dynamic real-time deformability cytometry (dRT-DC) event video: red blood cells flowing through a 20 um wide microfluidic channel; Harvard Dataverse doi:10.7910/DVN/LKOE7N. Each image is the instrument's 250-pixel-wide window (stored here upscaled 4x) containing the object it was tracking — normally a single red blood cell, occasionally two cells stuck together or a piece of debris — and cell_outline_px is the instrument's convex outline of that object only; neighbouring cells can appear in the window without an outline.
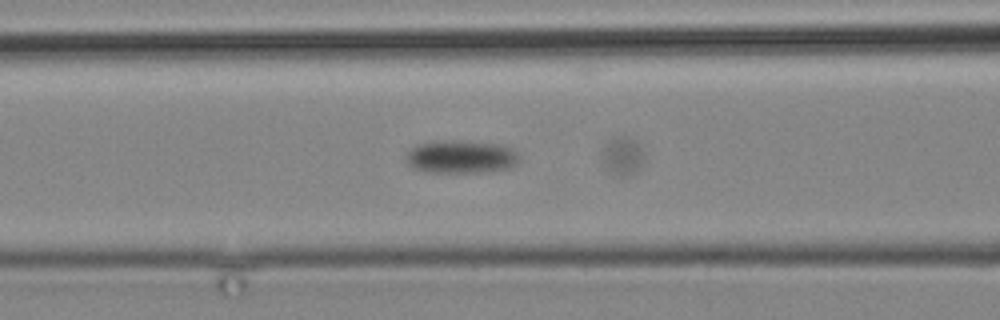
{"species": "common noctule bat (a hibernating species)", "species_latin": "Nyctalus noctula", "temperature_condition": "cold", "stored_images_in_passage": 10, "camera_frame_rate_fps": 3000, "um_per_image_px": 0.085, "animal": {"sex": "male", "body_mass_g": 19.2, "forearm_length_mm": 51.8}, "frame": {"image": 1, "passage_image": 5, "time_ms": 5.667, "image_size_px": [1000, 320], "cell_outline_px": [[520, 160], [512, 168], [488, 172], [428, 172], [412, 168], [408, 164], [404, 156], [416, 144], [436, 140], [460, 140], [500, 144], [512, 148], [520, 152]], "centroid_in_image_um": [39.22, 13.32], "position_along_channel_um": 127.4, "area_um2": 22.43}}
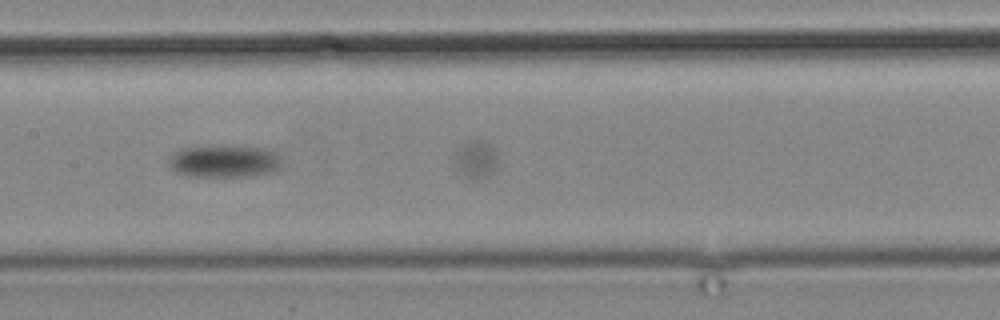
{"frame": {"image": 2, "passage_image": 7, "time_ms": 8.0, "image_size_px": [1000, 320], "cell_outline_px": [[280, 168], [272, 172], [256, 176], [188, 176], [176, 172], [168, 164], [168, 156], [172, 152], [180, 148], [212, 144], [224, 144], [264, 148], [276, 152], [280, 164]], "centroid_in_image_um": [19.0, 13.67], "position_along_channel_um": 188.4, "area_um2": 22.08}}
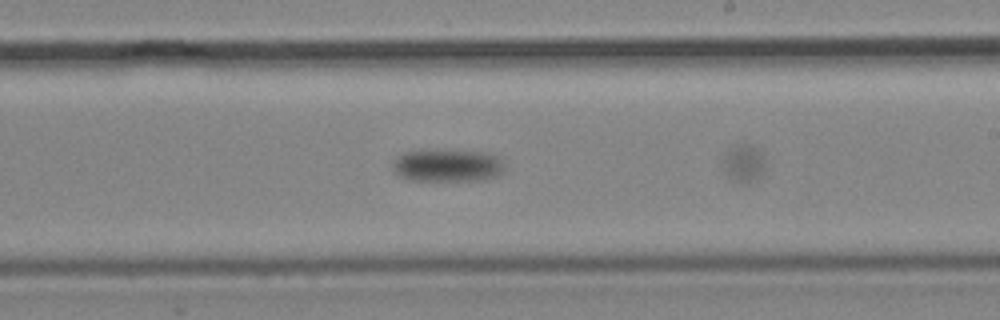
{"frame": {"image": 3, "passage_image": 9, "time_ms": 10.333, "image_size_px": [1000, 320], "cell_outline_px": [[504, 164], [500, 172], [492, 176], [480, 180], [408, 180], [392, 172], [392, 160], [396, 156], [404, 152], [424, 148], [436, 148], [484, 152], [496, 156], [504, 160]], "centroid_in_image_um": [37.92, 14.01], "position_along_channel_um": 251.1, "area_um2": 21.85}}